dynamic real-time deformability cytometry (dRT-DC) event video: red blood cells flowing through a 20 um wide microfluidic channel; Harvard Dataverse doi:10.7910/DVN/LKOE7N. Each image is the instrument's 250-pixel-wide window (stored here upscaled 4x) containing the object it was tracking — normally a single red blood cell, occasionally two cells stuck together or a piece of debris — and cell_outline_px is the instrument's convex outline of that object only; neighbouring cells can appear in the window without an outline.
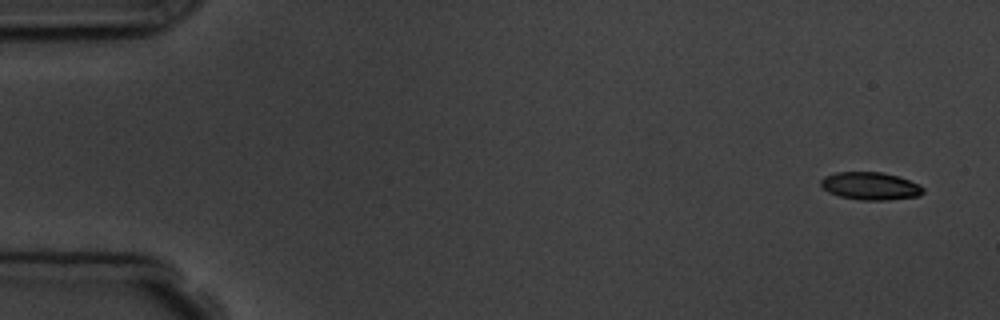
{"species": "common noctule bat (a hibernating species)", "species_latin": "Nyctalus noctula", "temperature_condition": "room temperature", "stored_images_in_passage": 4, "camera_frame_rate_fps": 3000, "um_per_image_px": 0.085, "animal": {"sex": "male", "body_mass_g": 19.5, "forearm_length_mm": 54.6}, "frame": {"image": 1, "passage_image": 1, "time_ms": 0.0, "image_size_px": [1000, 320], "cell_outline_px": [[924, 192], [920, 196], [888, 200], [860, 200], [840, 196], [828, 192], [820, 184], [820, 180], [824, 176], [836, 172], [880, 172], [896, 176], [920, 184], [924, 188]], "centroid_in_image_um": [73.99, 15.81], "position_along_channel_um": 11.0, "area_um2": 16.53}}
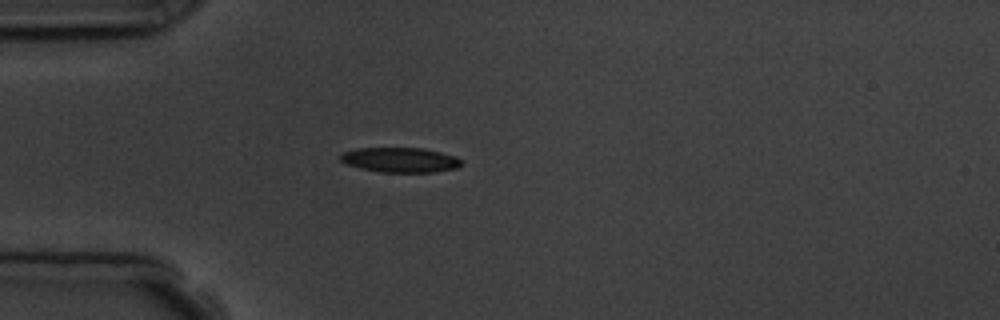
{"frame": {"image": 2, "passage_image": 4, "time_ms": 4.333, "image_size_px": [1000, 320], "cell_outline_px": [[464, 164], [456, 168], [432, 172], [380, 172], [360, 168], [348, 164], [340, 160], [340, 152], [356, 148], [424, 148], [456, 156]], "centroid_in_image_um": [34.0, 13.58], "position_along_channel_um": 51.0, "area_um2": 17.57}}